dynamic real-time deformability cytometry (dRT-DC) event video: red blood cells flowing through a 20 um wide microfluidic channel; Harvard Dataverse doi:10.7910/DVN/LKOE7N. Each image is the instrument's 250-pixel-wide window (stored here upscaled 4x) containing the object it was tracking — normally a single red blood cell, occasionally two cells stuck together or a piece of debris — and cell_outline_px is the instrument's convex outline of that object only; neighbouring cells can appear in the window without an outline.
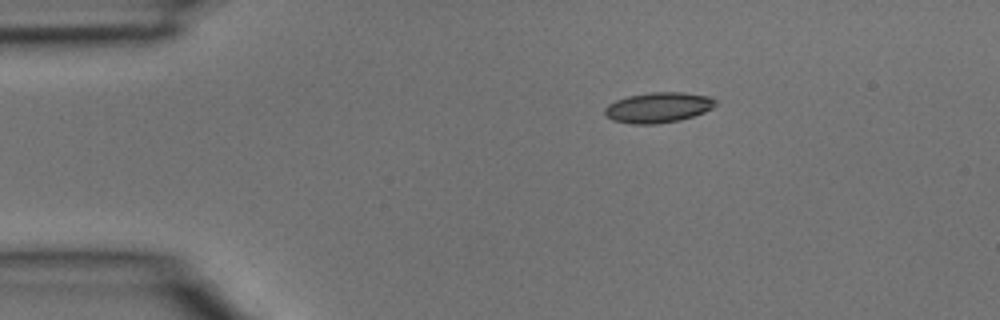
{"species": "common noctule bat (a hibernating species)", "species_latin": "Nyctalus noctula", "temperature_condition": "room temperature", "stored_images_in_passage": 2, "camera_frame_rate_fps": 3000, "um_per_image_px": 0.085, "animal": {"sex": "male", "body_mass_g": 15.6}, "frame": {"image": 1, "passage_image": 1, "time_ms": 0.0, "image_size_px": [1000, 320], "cell_outline_px": [[716, 104], [712, 108], [704, 112], [680, 120], [656, 124], [632, 124], [612, 120], [604, 116], [604, 108], [608, 104], [616, 100], [628, 96], [652, 92], [684, 92], [708, 96], [716, 100]], "centroid_in_image_um": [55.92, 9.14], "position_along_channel_um": 29.1, "area_um2": 19.65}}